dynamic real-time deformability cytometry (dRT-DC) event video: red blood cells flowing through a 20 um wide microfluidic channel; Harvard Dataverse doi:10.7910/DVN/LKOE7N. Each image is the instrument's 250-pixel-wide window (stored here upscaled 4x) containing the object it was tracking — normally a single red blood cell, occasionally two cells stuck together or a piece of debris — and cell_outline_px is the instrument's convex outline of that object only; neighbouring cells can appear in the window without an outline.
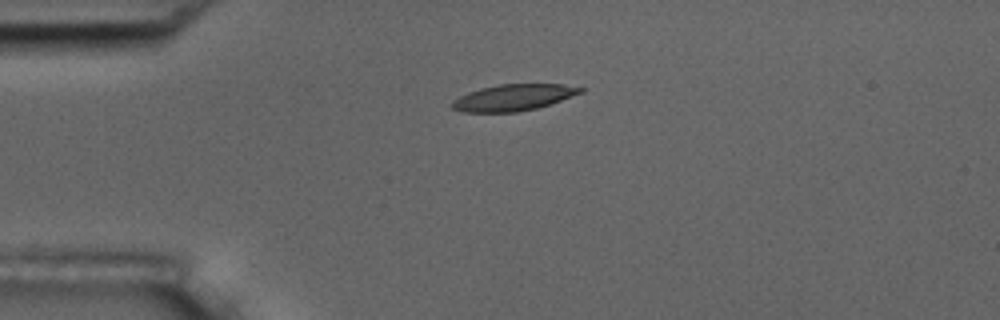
{"species": "common noctule bat (a hibernating species)", "species_latin": "Nyctalus noctula", "temperature_condition": "room temperature", "stored_images_in_passage": 2, "camera_frame_rate_fps": 3000, "um_per_image_px": 0.085, "animal": {"sex": "male", "body_mass_g": 17.5, "forearm_length_mm": 52.3}, "frame": {"image": 1, "passage_image": 2, "time_ms": 1.333, "image_size_px": [1000, 320], "cell_outline_px": [[584, 92], [536, 108], [516, 112], [464, 112], [452, 108], [452, 100], [468, 92], [480, 88], [500, 84], [564, 84], [584, 88]], "centroid_in_image_um": [43.63, 8.28], "position_along_channel_um": 41.4, "area_um2": 19.59}}